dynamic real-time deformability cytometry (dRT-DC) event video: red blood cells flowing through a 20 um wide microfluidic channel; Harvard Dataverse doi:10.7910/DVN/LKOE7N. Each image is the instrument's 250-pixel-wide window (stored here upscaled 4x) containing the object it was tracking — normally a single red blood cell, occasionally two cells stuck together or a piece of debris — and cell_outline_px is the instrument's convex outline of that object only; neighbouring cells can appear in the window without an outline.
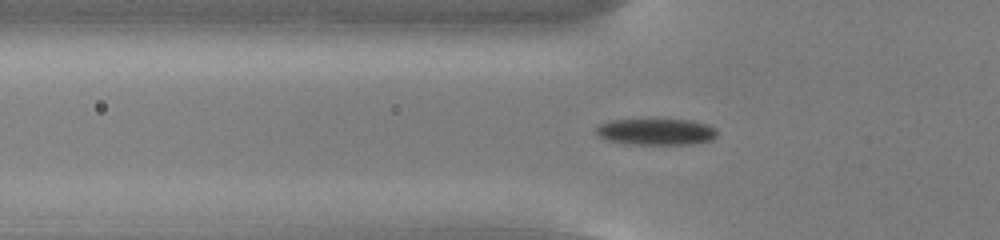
{"species": "common noctule bat (a hibernating species)", "species_latin": "Nyctalus noctula", "temperature_condition": "cold", "stored_images_in_passage": 45, "segment_of_instrument_passage": [1, 2], "camera_frame_rate_fps": 3000, "um_per_image_px": 0.085, "animal": {"sex": "male", "body_mass_g": 13.0, "forearm_length_mm": 53.1}, "frame": {"image": 1, "passage_image": 8, "time_ms": 2.333, "image_size_px": [1000, 240], "cell_outline_px": [[716, 136], [712, 140], [692, 144], [624, 144], [608, 140], [600, 136], [596, 132], [596, 128], [600, 124], [608, 120], [692, 120], [708, 124], [716, 128]], "centroid_in_image_um": [55.79, 11.2], "position_along_channel_um": 70.0, "area_um2": 18.61}}
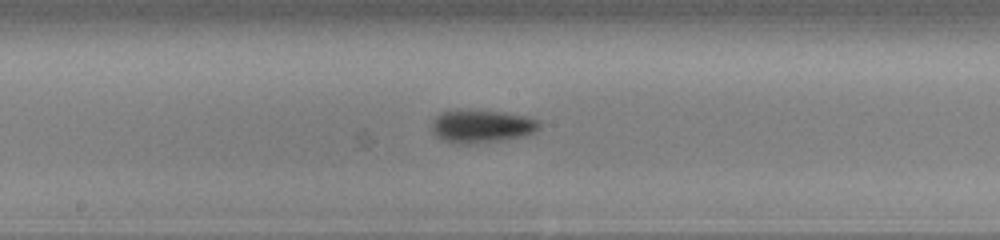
{"frame": {"image": 2, "passage_image": 19, "time_ms": 6.0, "image_size_px": [1000, 240], "cell_outline_px": [[540, 128], [524, 136], [504, 140], [472, 144], [456, 144], [444, 140], [436, 136], [432, 132], [432, 120], [440, 112], [456, 108], [460, 108], [504, 112], [528, 116], [540, 120]], "centroid_in_image_um": [40.91, 10.7], "position_along_channel_um": 207.3, "area_um2": 21.33}}
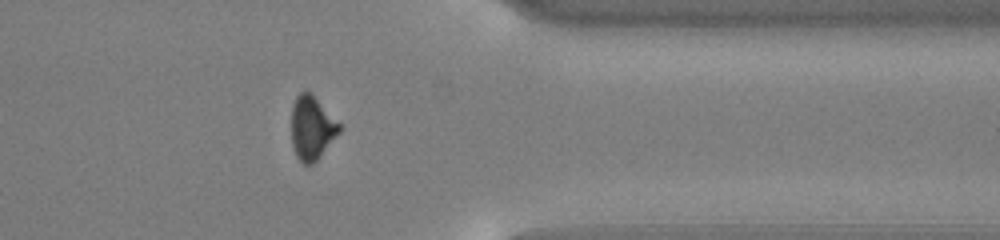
{"frame": {"image": 3, "passage_image": 34, "time_ms": 11.0, "image_size_px": [1000, 240], "cell_outline_px": [[344, 128], [320, 156], [312, 164], [304, 164], [296, 156], [292, 144], [292, 108], [296, 96], [300, 92], [308, 92]], "centroid_in_image_um": [26.51, 10.91], "position_along_channel_um": 384.9, "area_um2": 17.34}}